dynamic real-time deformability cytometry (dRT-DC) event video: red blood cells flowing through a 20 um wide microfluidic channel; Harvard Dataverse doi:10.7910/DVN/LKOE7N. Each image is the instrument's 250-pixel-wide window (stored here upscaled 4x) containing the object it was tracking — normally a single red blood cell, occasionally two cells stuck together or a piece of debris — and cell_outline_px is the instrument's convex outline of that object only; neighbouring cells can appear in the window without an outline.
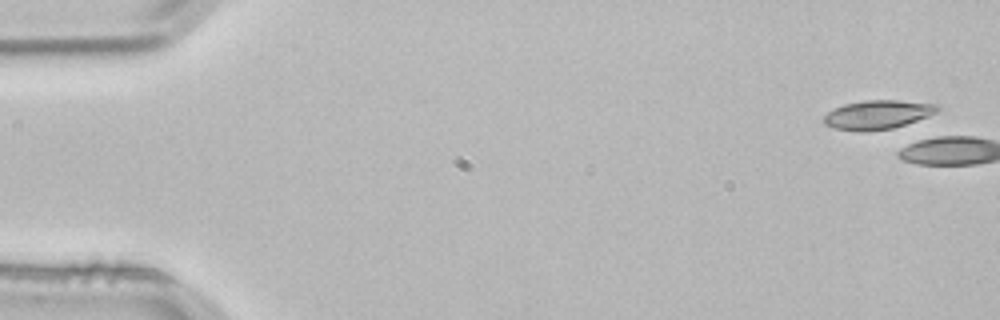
{"species": "common noctule bat (a hibernating species)", "species_latin": "Nyctalus noctula", "temperature_condition": "room temperature", "stored_images_in_passage": 4, "camera_frame_rate_fps": 3000, "um_per_image_px": 0.085, "animal": {"sex": "male", "body_mass_g": 21.5, "forearm_length_mm": 52.0}, "frame": {"image": 1, "passage_image": 1, "time_ms": 0.0, "image_size_px": [1000, 320], "cell_outline_px": [[940, 108], [936, 112], [928, 116], [892, 128], [864, 132], [860, 132], [836, 128], [824, 124], [824, 116], [828, 112], [844, 104], [864, 100], [896, 100], [940, 104]], "centroid_in_image_um": [74.6, 9.74], "position_along_channel_um": 10.4, "area_um2": 19.02}}